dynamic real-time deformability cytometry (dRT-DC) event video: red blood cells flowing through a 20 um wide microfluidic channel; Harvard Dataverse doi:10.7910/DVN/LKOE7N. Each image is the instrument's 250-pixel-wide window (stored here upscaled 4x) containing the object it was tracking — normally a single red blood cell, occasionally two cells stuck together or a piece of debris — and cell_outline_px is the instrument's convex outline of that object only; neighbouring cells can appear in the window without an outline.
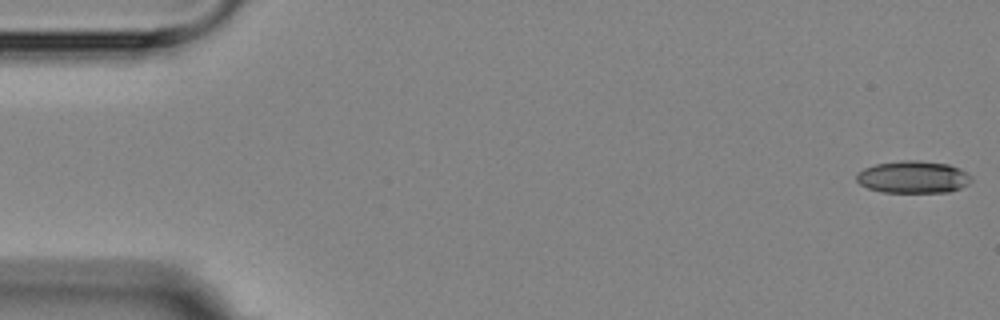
{"species": "Egyptian fruit bat (a non-hibernating species)", "species_latin": "Rousettus aegyptiacus", "temperature_condition": "room temperature", "stored_images_in_passage": 5, "segment_of_instrument_passage": [2, 2], "camera_frame_rate_fps": 3000, "um_per_image_px": 0.085, "animal": {"sex": "female"}, "frame": {"image": 1, "passage_image": 5, "time_ms": 5.667, "image_size_px": [1000, 320], "cell_outline_px": [[972, 180], [968, 184], [960, 188], [948, 192], [880, 192], [868, 188], [860, 184], [856, 180], [856, 172], [864, 168], [876, 164], [900, 160], [920, 160], [948, 164], [960, 168], [972, 176]], "centroid_in_image_um": [77.61, 15.04], "position_along_channel_um": 7.4, "area_um2": 21.79}}